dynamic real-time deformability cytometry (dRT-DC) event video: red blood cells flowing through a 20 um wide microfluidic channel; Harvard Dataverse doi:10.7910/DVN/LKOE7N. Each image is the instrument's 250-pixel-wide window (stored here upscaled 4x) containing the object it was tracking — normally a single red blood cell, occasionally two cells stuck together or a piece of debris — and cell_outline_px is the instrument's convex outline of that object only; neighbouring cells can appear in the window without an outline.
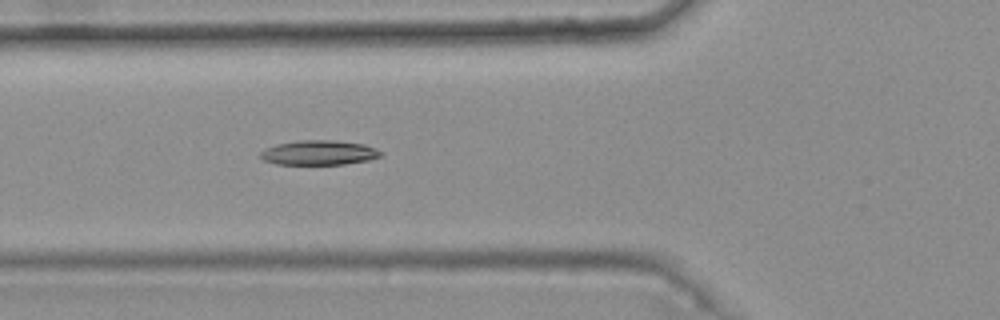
{"species": "common noctule bat (a hibernating species)", "species_latin": "Nyctalus noctula", "temperature_condition": "warm", "stored_images_in_passage": 4, "camera_frame_rate_fps": 3000, "um_per_image_px": 0.085, "animal": {"sex": "female", "body_mass_g": 25.1}, "frame": {"image": 1, "passage_image": 4, "time_ms": 1.0, "image_size_px": [1000, 320], "cell_outline_px": [[384, 152], [380, 156], [368, 160], [344, 164], [276, 164], [260, 160], [260, 152], [264, 148], [276, 144], [300, 140], [332, 140], [364, 144]], "centroid_in_image_um": [27.06, 12.98], "position_along_channel_um": 98.7, "area_um2": 17.34}}